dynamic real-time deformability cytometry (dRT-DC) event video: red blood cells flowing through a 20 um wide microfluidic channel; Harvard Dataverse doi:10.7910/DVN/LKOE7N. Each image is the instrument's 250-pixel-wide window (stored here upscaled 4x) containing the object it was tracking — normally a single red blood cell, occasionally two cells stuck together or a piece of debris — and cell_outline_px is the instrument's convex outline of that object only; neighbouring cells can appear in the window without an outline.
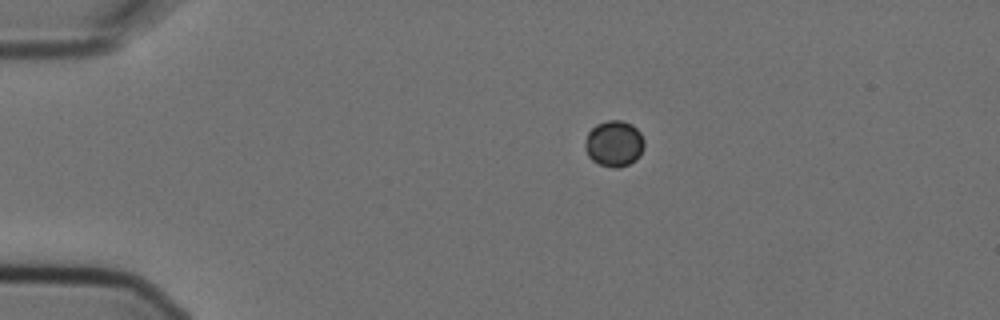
{"species": "Egyptian fruit bat (a non-hibernating species)", "species_latin": "Rousettus aegyptiacus", "temperature_condition": "cold", "stored_images_in_passage": 6, "camera_frame_rate_fps": 3000, "um_per_image_px": 0.085, "animal": {"sex": "female"}, "frame": {"image": 1, "passage_image": 1, "time_ms": 0.0, "image_size_px": [1000, 320], "cell_outline_px": [[644, 148], [640, 156], [636, 160], [620, 168], [612, 168], [600, 164], [592, 160], [588, 156], [584, 144], [588, 132], [596, 124], [608, 120], [624, 120], [632, 124], [640, 132], [644, 140]], "centroid_in_image_um": [52.21, 12.2], "position_along_channel_um": 32.8, "area_um2": 16.07}}
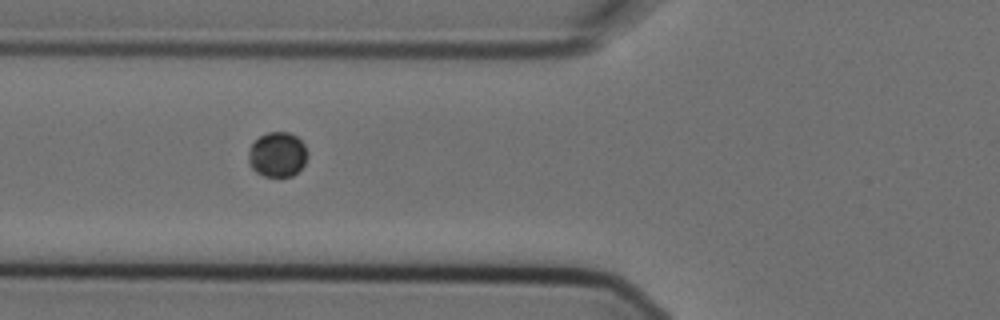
{"frame": {"image": 2, "passage_image": 4, "time_ms": 1.0, "image_size_px": [1000, 320], "cell_outline_px": [[308, 156], [304, 164], [292, 176], [264, 176], [256, 172], [252, 168], [248, 160], [248, 152], [252, 144], [260, 136], [268, 132], [288, 132], [296, 136], [304, 144], [308, 152]], "centroid_in_image_um": [23.58, 13.13], "position_along_channel_um": 102.2, "area_um2": 15.37}}
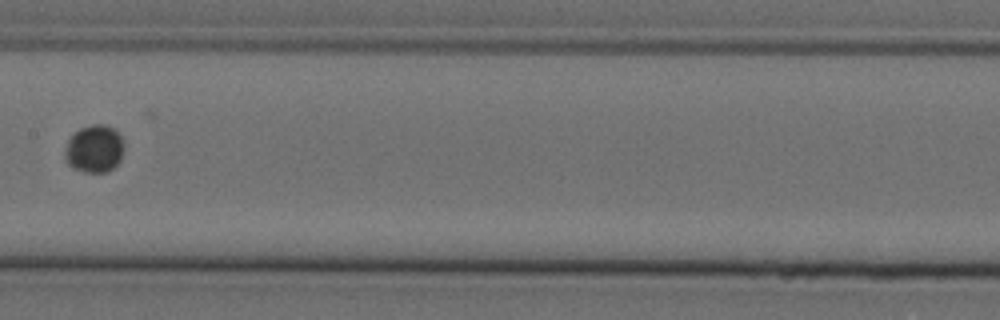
{"frame": {"image": 3, "passage_image": 6, "time_ms": 1.667, "image_size_px": [1000, 320], "cell_outline_px": [[124, 148], [120, 160], [108, 172], [84, 172], [68, 164], [64, 160], [64, 148], [68, 140], [80, 128], [92, 124], [104, 124], [112, 128], [120, 136], [124, 144]], "centroid_in_image_um": [8.0, 12.65], "position_along_channel_um": 199.4, "area_um2": 16.36}}